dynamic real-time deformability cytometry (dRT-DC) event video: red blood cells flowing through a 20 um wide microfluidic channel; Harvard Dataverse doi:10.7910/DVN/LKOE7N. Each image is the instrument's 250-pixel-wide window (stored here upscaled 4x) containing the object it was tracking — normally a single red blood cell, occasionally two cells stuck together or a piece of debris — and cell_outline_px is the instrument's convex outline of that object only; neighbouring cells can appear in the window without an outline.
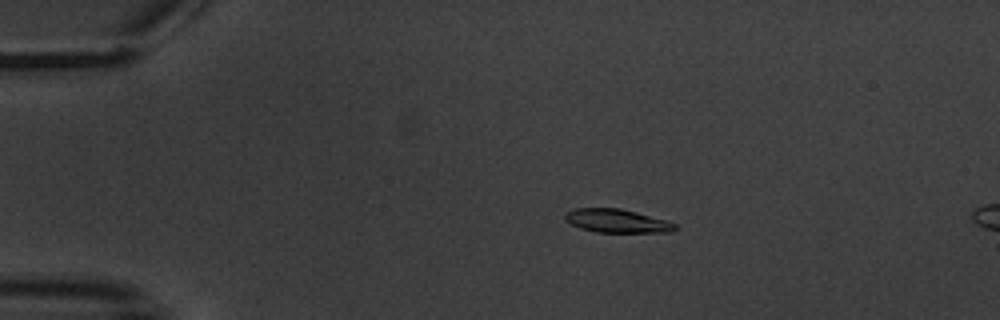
{"species": "common noctule bat (a hibernating species)", "species_latin": "Nyctalus noctula", "temperature_condition": "warm", "stored_images_in_passage": 5, "camera_frame_rate_fps": 3000, "um_per_image_px": 0.085, "animal": {"sex": "male", "body_mass_g": 20.1, "forearm_length_mm": 53.5}, "frame": {"image": 1, "passage_image": 3, "time_ms": 2.333, "image_size_px": [1000, 320], "cell_outline_px": [[676, 228], [672, 232], [596, 232], [580, 228], [564, 220], [564, 212], [576, 208], [620, 208], [668, 220], [676, 224]], "centroid_in_image_um": [52.42, 18.77], "position_along_channel_um": 32.6, "area_um2": 15.14}}